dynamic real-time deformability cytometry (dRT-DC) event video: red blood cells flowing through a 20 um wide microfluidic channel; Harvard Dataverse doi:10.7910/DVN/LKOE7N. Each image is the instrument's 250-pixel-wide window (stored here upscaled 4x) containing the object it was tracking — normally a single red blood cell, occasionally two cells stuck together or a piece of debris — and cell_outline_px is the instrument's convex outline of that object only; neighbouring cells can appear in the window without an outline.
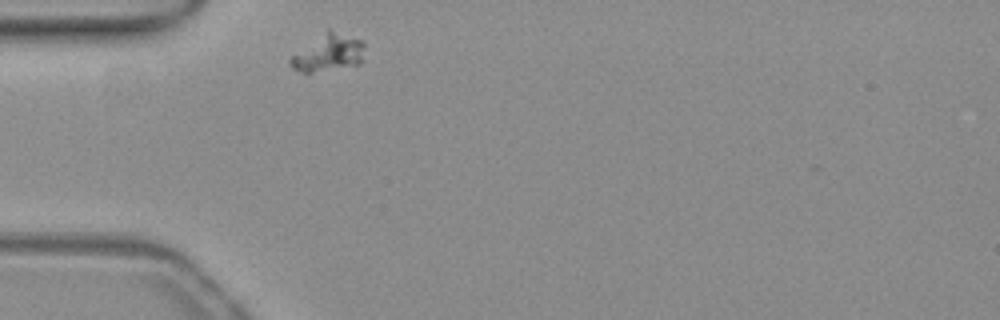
{"species": "common noctule bat (a hibernating species)", "species_latin": "Nyctalus noctula", "temperature_condition": "warm", "stored_images_in_passage": 30, "camera_frame_rate_fps": 3000, "um_per_image_px": 0.085, "animal": {"sex": "female", "body_mass_g": 19.3, "forearm_length_mm": 54.1}, "frame": {"image": 1, "passage_image": 1, "time_ms": 0.0, "image_size_px": [1000, 320], "cell_outline_px": [[364, 44], [360, 64], [308, 76], [292, 68], [288, 64], [288, 60], [292, 56], [328, 28], [364, 40]], "centroid_in_image_um": [27.88, 4.54], "position_along_channel_um": 57.1, "area_um2": 16.65}}
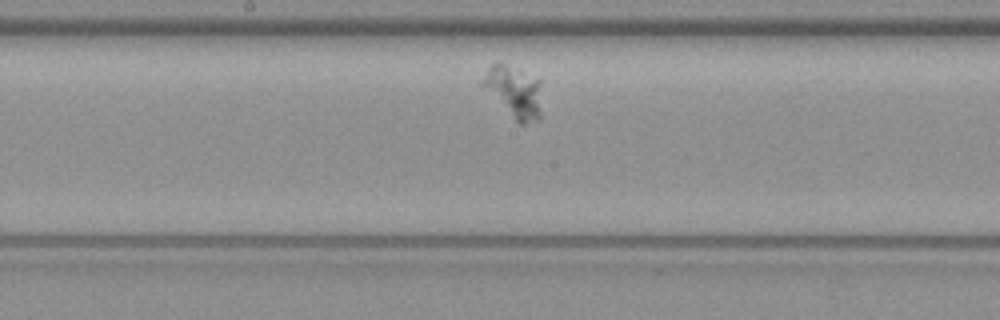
{"frame": {"image": 2, "passage_image": 14, "time_ms": 4.333, "image_size_px": [1000, 320], "cell_outline_px": [[540, 120], [524, 124], [516, 124], [480, 84], [480, 80], [488, 68], [492, 64], [504, 64], [540, 80]], "centroid_in_image_um": [43.67, 7.87], "position_along_channel_um": 204.5, "area_um2": 17.86}}
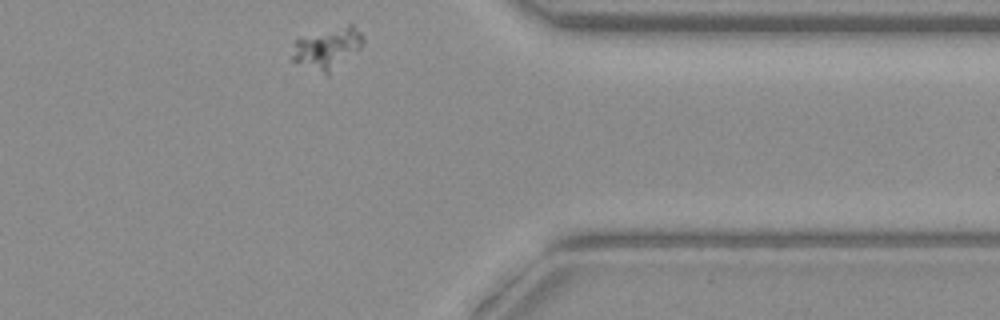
{"frame": {"image": 3, "passage_image": 30, "time_ms": 9.667, "image_size_px": [1000, 320], "cell_outline_px": [[364, 44], [360, 48], [328, 76], [292, 60], [292, 56], [296, 40], [348, 24], [352, 24], [364, 36]], "centroid_in_image_um": [27.89, 4.13], "position_along_channel_um": 383.5, "area_um2": 16.65}}